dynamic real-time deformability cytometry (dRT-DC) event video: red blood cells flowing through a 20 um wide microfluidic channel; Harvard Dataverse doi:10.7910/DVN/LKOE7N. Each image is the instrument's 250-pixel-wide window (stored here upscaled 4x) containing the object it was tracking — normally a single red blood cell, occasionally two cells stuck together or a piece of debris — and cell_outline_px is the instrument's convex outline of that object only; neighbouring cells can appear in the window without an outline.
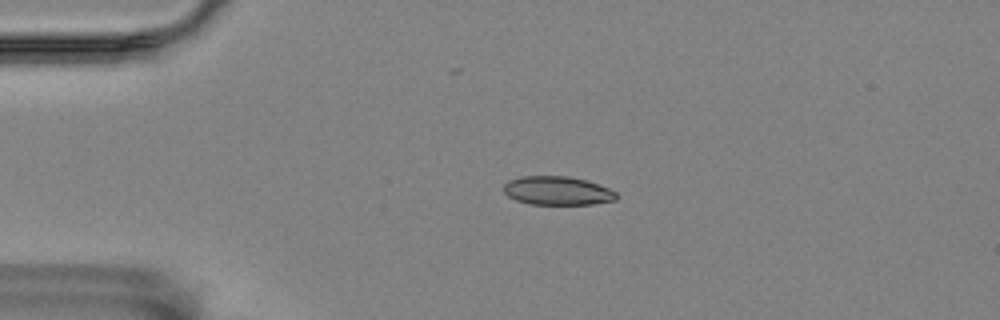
{"species": "Egyptian fruit bat (a non-hibernating species)", "species_latin": "Rousettus aegyptiacus", "temperature_condition": "room temperature", "stored_images_in_passage": 51, "camera_frame_rate_fps": 3000, "um_per_image_px": 0.085, "animal": {"sex": "female"}, "frame": {"image": 1, "passage_image": 7, "time_ms": 2.0, "image_size_px": [1000, 320], "cell_outline_px": [[620, 196], [616, 200], [592, 204], [532, 204], [516, 200], [508, 196], [504, 192], [504, 184], [508, 180], [520, 176], [568, 176], [584, 180], [608, 188], [616, 192]], "centroid_in_image_um": [47.37, 16.21], "position_along_channel_um": 37.6, "area_um2": 18.79}}
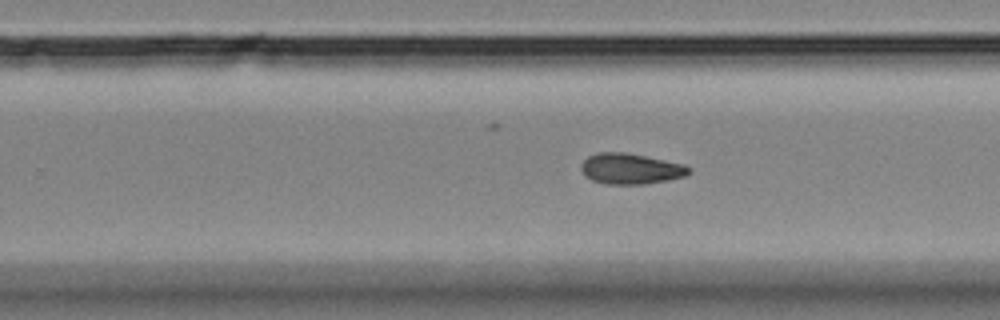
{"frame": {"image": 2, "passage_image": 30, "time_ms": 9.667, "image_size_px": [1000, 320], "cell_outline_px": [[692, 172], [684, 176], [668, 180], [644, 184], [604, 184], [592, 180], [584, 176], [580, 168], [580, 164], [588, 156], [596, 152], [624, 152], [684, 164], [692, 168]], "centroid_in_image_um": [53.58, 14.34], "position_along_channel_um": 276.2, "area_um2": 19.42}}
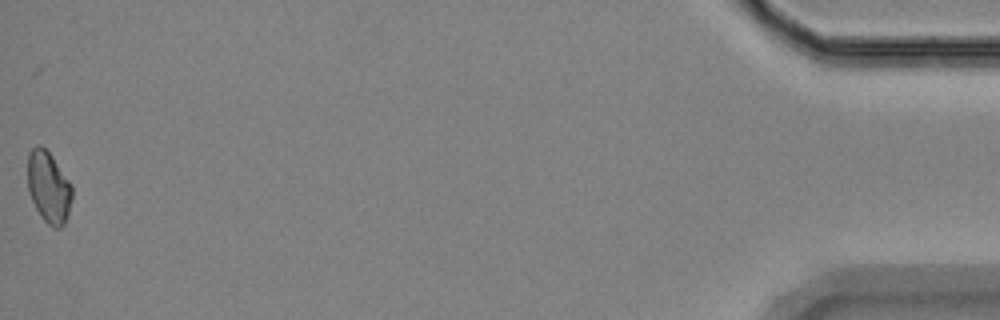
{"frame": {"image": 3, "passage_image": 51, "time_ms": 16.667, "image_size_px": [1000, 320], "cell_outline_px": [[72, 196], [68, 212], [64, 224], [60, 228], [52, 228], [40, 216], [28, 192], [28, 152], [36, 144], [40, 144], [52, 156], [72, 184]], "centroid_in_image_um": [4.12, 15.9], "position_along_channel_um": 431.1, "area_um2": 18.55}, "authors_computed_cell_mechanics": {"area_um2": 18.9584, "velocity_mm_per_s": 3.5333, "shape_relaxation_time_tau1_ms": null, "shape_relaxation_time_tau2_ms": 5.6706, "deformation_change_tau1": null, "deformation_change_tau2": 0.1062}}